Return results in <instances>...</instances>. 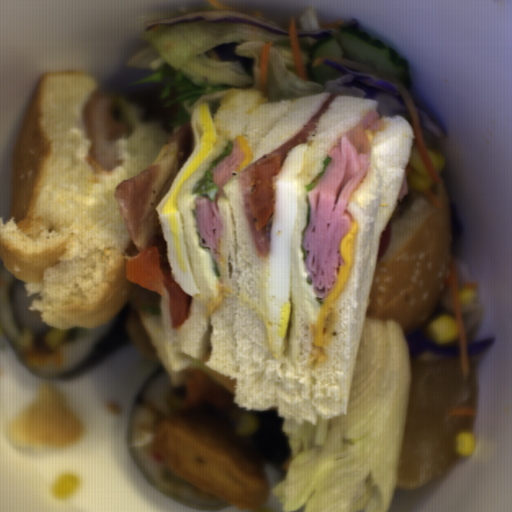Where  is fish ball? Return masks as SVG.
<instances>
[{"label":"fish ball","mask_w":512,"mask_h":512,"mask_svg":"<svg viewBox=\"0 0 512 512\" xmlns=\"http://www.w3.org/2000/svg\"><path fill=\"white\" fill-rule=\"evenodd\" d=\"M151 448L160 465L230 505L256 510L271 497L263 462L204 421L188 415L164 418Z\"/></svg>","instance_id":"obj_1"}]
</instances>
